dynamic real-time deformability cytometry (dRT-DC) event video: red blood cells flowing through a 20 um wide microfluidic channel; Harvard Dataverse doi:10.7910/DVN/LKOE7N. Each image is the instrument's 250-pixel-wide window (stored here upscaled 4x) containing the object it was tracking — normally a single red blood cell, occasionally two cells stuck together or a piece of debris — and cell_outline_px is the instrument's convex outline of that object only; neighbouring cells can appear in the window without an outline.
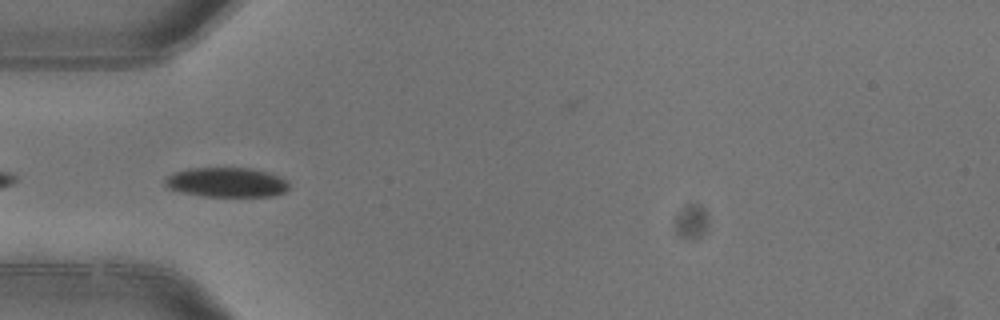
{"species": "common noctule bat (a hibernating species)", "species_latin": "Nyctalus noctula", "temperature_condition": "warm", "stored_images_in_passage": 4, "camera_frame_rate_fps": 3000, "um_per_image_px": 0.085, "animal": {"sex": "female"}, "frame": {"image": 1, "passage_image": 3, "time_ms": 0.667, "image_size_px": [1000, 320], "cell_outline_px": [[288, 188], [284, 192], [276, 196], [200, 196], [168, 188], [164, 184], [164, 180], [168, 176], [176, 172], [188, 168], [252, 168], [268, 172], [280, 176], [288, 180]], "centroid_in_image_um": [19.29, 15.49], "position_along_channel_um": 65.7, "area_um2": 21.44}}